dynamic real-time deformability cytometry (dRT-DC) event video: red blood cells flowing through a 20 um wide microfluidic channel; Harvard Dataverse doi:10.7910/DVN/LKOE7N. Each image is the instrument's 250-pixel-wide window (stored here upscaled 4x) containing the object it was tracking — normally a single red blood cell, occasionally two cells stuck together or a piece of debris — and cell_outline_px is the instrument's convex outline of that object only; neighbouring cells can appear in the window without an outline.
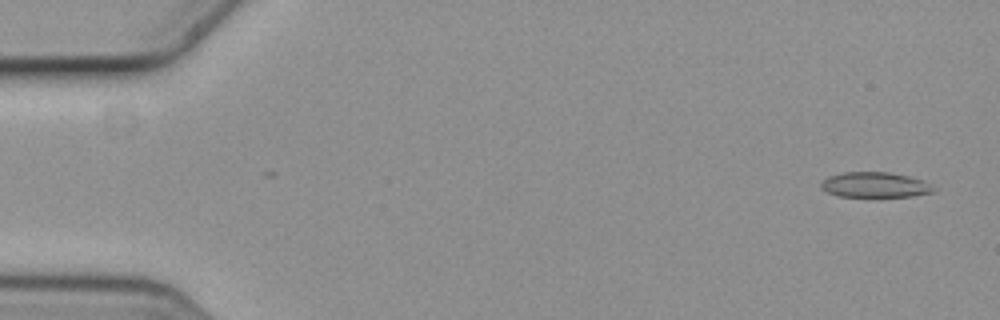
{"species": "common noctule bat (a hibernating species)", "species_latin": "Nyctalus noctula", "temperature_condition": "cold", "stored_images_in_passage": 5, "camera_frame_rate_fps": 3000, "um_per_image_px": 0.085, "animal": {"sex": "female", "body_mass_g": 19.3, "forearm_length_mm": 54.1}, "frame": {"image": 1, "passage_image": 1, "time_ms": 0.0, "image_size_px": [1000, 320], "cell_outline_px": [[936, 192], [912, 196], [840, 196], [828, 192], [820, 188], [820, 184], [828, 176], [844, 172], [888, 172], [908, 176], [920, 180], [932, 188]], "centroid_in_image_um": [74.31, 15.71], "position_along_channel_um": 10.7, "area_um2": 16.18}}